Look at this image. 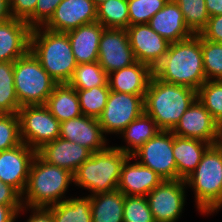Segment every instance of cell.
Returning a JSON list of instances; mask_svg holds the SVG:
<instances>
[{
	"label": "cell",
	"instance_id": "cell-1",
	"mask_svg": "<svg viewBox=\"0 0 222 222\" xmlns=\"http://www.w3.org/2000/svg\"><path fill=\"white\" fill-rule=\"evenodd\" d=\"M153 75L166 83L198 90L207 80L202 57V37L170 43L164 58L153 69Z\"/></svg>",
	"mask_w": 222,
	"mask_h": 222
},
{
	"label": "cell",
	"instance_id": "cell-2",
	"mask_svg": "<svg viewBox=\"0 0 222 222\" xmlns=\"http://www.w3.org/2000/svg\"><path fill=\"white\" fill-rule=\"evenodd\" d=\"M196 98V90L166 83L152 75L144 96V112L160 130L172 131Z\"/></svg>",
	"mask_w": 222,
	"mask_h": 222
},
{
	"label": "cell",
	"instance_id": "cell-3",
	"mask_svg": "<svg viewBox=\"0 0 222 222\" xmlns=\"http://www.w3.org/2000/svg\"><path fill=\"white\" fill-rule=\"evenodd\" d=\"M29 50L58 84L68 83L78 65L64 32H54L43 26L32 28Z\"/></svg>",
	"mask_w": 222,
	"mask_h": 222
},
{
	"label": "cell",
	"instance_id": "cell-4",
	"mask_svg": "<svg viewBox=\"0 0 222 222\" xmlns=\"http://www.w3.org/2000/svg\"><path fill=\"white\" fill-rule=\"evenodd\" d=\"M71 182H74L72 172L49 164L36 154L22 193L23 206L47 208L60 203Z\"/></svg>",
	"mask_w": 222,
	"mask_h": 222
},
{
	"label": "cell",
	"instance_id": "cell-5",
	"mask_svg": "<svg viewBox=\"0 0 222 222\" xmlns=\"http://www.w3.org/2000/svg\"><path fill=\"white\" fill-rule=\"evenodd\" d=\"M128 157L116 146L94 152L77 168L73 183L90 190V196L113 191L117 189L122 165Z\"/></svg>",
	"mask_w": 222,
	"mask_h": 222
},
{
	"label": "cell",
	"instance_id": "cell-6",
	"mask_svg": "<svg viewBox=\"0 0 222 222\" xmlns=\"http://www.w3.org/2000/svg\"><path fill=\"white\" fill-rule=\"evenodd\" d=\"M194 190L196 208L207 215L222 207V152L211 145L197 168L185 179Z\"/></svg>",
	"mask_w": 222,
	"mask_h": 222
},
{
	"label": "cell",
	"instance_id": "cell-7",
	"mask_svg": "<svg viewBox=\"0 0 222 222\" xmlns=\"http://www.w3.org/2000/svg\"><path fill=\"white\" fill-rule=\"evenodd\" d=\"M14 87L20 106L45 105L58 84L29 50L14 61Z\"/></svg>",
	"mask_w": 222,
	"mask_h": 222
},
{
	"label": "cell",
	"instance_id": "cell-8",
	"mask_svg": "<svg viewBox=\"0 0 222 222\" xmlns=\"http://www.w3.org/2000/svg\"><path fill=\"white\" fill-rule=\"evenodd\" d=\"M20 138L30 148L39 150L60 137V122L45 105H26L18 112Z\"/></svg>",
	"mask_w": 222,
	"mask_h": 222
},
{
	"label": "cell",
	"instance_id": "cell-9",
	"mask_svg": "<svg viewBox=\"0 0 222 222\" xmlns=\"http://www.w3.org/2000/svg\"><path fill=\"white\" fill-rule=\"evenodd\" d=\"M138 163L152 169L163 180L177 179V165L173 156V132L160 130L132 155ZM139 157V158H137ZM139 159H141L139 161Z\"/></svg>",
	"mask_w": 222,
	"mask_h": 222
},
{
	"label": "cell",
	"instance_id": "cell-10",
	"mask_svg": "<svg viewBox=\"0 0 222 222\" xmlns=\"http://www.w3.org/2000/svg\"><path fill=\"white\" fill-rule=\"evenodd\" d=\"M144 96L110 90L106 106L98 118L103 132L120 134L144 112Z\"/></svg>",
	"mask_w": 222,
	"mask_h": 222
},
{
	"label": "cell",
	"instance_id": "cell-11",
	"mask_svg": "<svg viewBox=\"0 0 222 222\" xmlns=\"http://www.w3.org/2000/svg\"><path fill=\"white\" fill-rule=\"evenodd\" d=\"M183 179L164 180L147 194L149 208L155 222H176L182 214L186 199Z\"/></svg>",
	"mask_w": 222,
	"mask_h": 222
},
{
	"label": "cell",
	"instance_id": "cell-12",
	"mask_svg": "<svg viewBox=\"0 0 222 222\" xmlns=\"http://www.w3.org/2000/svg\"><path fill=\"white\" fill-rule=\"evenodd\" d=\"M136 59L126 29L105 28L99 41L98 63L107 74L130 66Z\"/></svg>",
	"mask_w": 222,
	"mask_h": 222
},
{
	"label": "cell",
	"instance_id": "cell-13",
	"mask_svg": "<svg viewBox=\"0 0 222 222\" xmlns=\"http://www.w3.org/2000/svg\"><path fill=\"white\" fill-rule=\"evenodd\" d=\"M126 30L136 61L154 69L164 58L170 43L156 33L148 23L134 24Z\"/></svg>",
	"mask_w": 222,
	"mask_h": 222
},
{
	"label": "cell",
	"instance_id": "cell-14",
	"mask_svg": "<svg viewBox=\"0 0 222 222\" xmlns=\"http://www.w3.org/2000/svg\"><path fill=\"white\" fill-rule=\"evenodd\" d=\"M218 129V123L196 98L172 132L176 136L199 139L214 145Z\"/></svg>",
	"mask_w": 222,
	"mask_h": 222
},
{
	"label": "cell",
	"instance_id": "cell-15",
	"mask_svg": "<svg viewBox=\"0 0 222 222\" xmlns=\"http://www.w3.org/2000/svg\"><path fill=\"white\" fill-rule=\"evenodd\" d=\"M37 151L25 143L0 151V180L17 189L21 194L24 192L31 163Z\"/></svg>",
	"mask_w": 222,
	"mask_h": 222
},
{
	"label": "cell",
	"instance_id": "cell-16",
	"mask_svg": "<svg viewBox=\"0 0 222 222\" xmlns=\"http://www.w3.org/2000/svg\"><path fill=\"white\" fill-rule=\"evenodd\" d=\"M95 21L97 10L93 0H62L54 15L43 27L54 32L66 33Z\"/></svg>",
	"mask_w": 222,
	"mask_h": 222
},
{
	"label": "cell",
	"instance_id": "cell-17",
	"mask_svg": "<svg viewBox=\"0 0 222 222\" xmlns=\"http://www.w3.org/2000/svg\"><path fill=\"white\" fill-rule=\"evenodd\" d=\"M98 119L81 115L60 123V137L88 148L92 153L107 148Z\"/></svg>",
	"mask_w": 222,
	"mask_h": 222
},
{
	"label": "cell",
	"instance_id": "cell-18",
	"mask_svg": "<svg viewBox=\"0 0 222 222\" xmlns=\"http://www.w3.org/2000/svg\"><path fill=\"white\" fill-rule=\"evenodd\" d=\"M37 154L47 163L64 168L73 174L92 152L75 142L61 137L44 144Z\"/></svg>",
	"mask_w": 222,
	"mask_h": 222
},
{
	"label": "cell",
	"instance_id": "cell-19",
	"mask_svg": "<svg viewBox=\"0 0 222 222\" xmlns=\"http://www.w3.org/2000/svg\"><path fill=\"white\" fill-rule=\"evenodd\" d=\"M31 29L17 18L0 24V62H14L29 51Z\"/></svg>",
	"mask_w": 222,
	"mask_h": 222
},
{
	"label": "cell",
	"instance_id": "cell-20",
	"mask_svg": "<svg viewBox=\"0 0 222 222\" xmlns=\"http://www.w3.org/2000/svg\"><path fill=\"white\" fill-rule=\"evenodd\" d=\"M129 156L122 165L117 189L127 196H147L164 180L152 169L138 162L131 164Z\"/></svg>",
	"mask_w": 222,
	"mask_h": 222
},
{
	"label": "cell",
	"instance_id": "cell-21",
	"mask_svg": "<svg viewBox=\"0 0 222 222\" xmlns=\"http://www.w3.org/2000/svg\"><path fill=\"white\" fill-rule=\"evenodd\" d=\"M148 24L169 43L182 41L194 35L186 26L181 9L174 0H168Z\"/></svg>",
	"mask_w": 222,
	"mask_h": 222
},
{
	"label": "cell",
	"instance_id": "cell-22",
	"mask_svg": "<svg viewBox=\"0 0 222 222\" xmlns=\"http://www.w3.org/2000/svg\"><path fill=\"white\" fill-rule=\"evenodd\" d=\"M152 75L153 69L149 65L136 61L108 74V84L111 91L145 95Z\"/></svg>",
	"mask_w": 222,
	"mask_h": 222
},
{
	"label": "cell",
	"instance_id": "cell-23",
	"mask_svg": "<svg viewBox=\"0 0 222 222\" xmlns=\"http://www.w3.org/2000/svg\"><path fill=\"white\" fill-rule=\"evenodd\" d=\"M104 29L95 21L66 32L78 64L98 61L99 41Z\"/></svg>",
	"mask_w": 222,
	"mask_h": 222
},
{
	"label": "cell",
	"instance_id": "cell-24",
	"mask_svg": "<svg viewBox=\"0 0 222 222\" xmlns=\"http://www.w3.org/2000/svg\"><path fill=\"white\" fill-rule=\"evenodd\" d=\"M211 145L199 139L173 134V156L177 165V179L185 180L197 168Z\"/></svg>",
	"mask_w": 222,
	"mask_h": 222
},
{
	"label": "cell",
	"instance_id": "cell-25",
	"mask_svg": "<svg viewBox=\"0 0 222 222\" xmlns=\"http://www.w3.org/2000/svg\"><path fill=\"white\" fill-rule=\"evenodd\" d=\"M45 106L60 123L83 115L76 89L67 83L57 84L54 87Z\"/></svg>",
	"mask_w": 222,
	"mask_h": 222
},
{
	"label": "cell",
	"instance_id": "cell-26",
	"mask_svg": "<svg viewBox=\"0 0 222 222\" xmlns=\"http://www.w3.org/2000/svg\"><path fill=\"white\" fill-rule=\"evenodd\" d=\"M124 201L118 189L90 196L92 222H123Z\"/></svg>",
	"mask_w": 222,
	"mask_h": 222
},
{
	"label": "cell",
	"instance_id": "cell-27",
	"mask_svg": "<svg viewBox=\"0 0 222 222\" xmlns=\"http://www.w3.org/2000/svg\"><path fill=\"white\" fill-rule=\"evenodd\" d=\"M159 131L155 120L143 112L120 133L128 146H117L116 148L131 156Z\"/></svg>",
	"mask_w": 222,
	"mask_h": 222
},
{
	"label": "cell",
	"instance_id": "cell-28",
	"mask_svg": "<svg viewBox=\"0 0 222 222\" xmlns=\"http://www.w3.org/2000/svg\"><path fill=\"white\" fill-rule=\"evenodd\" d=\"M54 222H92L90 195L80 198H66L47 207Z\"/></svg>",
	"mask_w": 222,
	"mask_h": 222
},
{
	"label": "cell",
	"instance_id": "cell-29",
	"mask_svg": "<svg viewBox=\"0 0 222 222\" xmlns=\"http://www.w3.org/2000/svg\"><path fill=\"white\" fill-rule=\"evenodd\" d=\"M67 84L76 90H86L98 86H109L108 74L99 65L98 61L78 64Z\"/></svg>",
	"mask_w": 222,
	"mask_h": 222
},
{
	"label": "cell",
	"instance_id": "cell-30",
	"mask_svg": "<svg viewBox=\"0 0 222 222\" xmlns=\"http://www.w3.org/2000/svg\"><path fill=\"white\" fill-rule=\"evenodd\" d=\"M97 22L104 28L127 29L129 13L127 0H108L96 7Z\"/></svg>",
	"mask_w": 222,
	"mask_h": 222
},
{
	"label": "cell",
	"instance_id": "cell-31",
	"mask_svg": "<svg viewBox=\"0 0 222 222\" xmlns=\"http://www.w3.org/2000/svg\"><path fill=\"white\" fill-rule=\"evenodd\" d=\"M14 62H0V114L17 113L21 107L14 87Z\"/></svg>",
	"mask_w": 222,
	"mask_h": 222
},
{
	"label": "cell",
	"instance_id": "cell-32",
	"mask_svg": "<svg viewBox=\"0 0 222 222\" xmlns=\"http://www.w3.org/2000/svg\"><path fill=\"white\" fill-rule=\"evenodd\" d=\"M83 115L98 119L108 100L109 86H98L86 90H76Z\"/></svg>",
	"mask_w": 222,
	"mask_h": 222
},
{
	"label": "cell",
	"instance_id": "cell-33",
	"mask_svg": "<svg viewBox=\"0 0 222 222\" xmlns=\"http://www.w3.org/2000/svg\"><path fill=\"white\" fill-rule=\"evenodd\" d=\"M181 9L188 29L194 34H199L209 20L205 0H174Z\"/></svg>",
	"mask_w": 222,
	"mask_h": 222
},
{
	"label": "cell",
	"instance_id": "cell-34",
	"mask_svg": "<svg viewBox=\"0 0 222 222\" xmlns=\"http://www.w3.org/2000/svg\"><path fill=\"white\" fill-rule=\"evenodd\" d=\"M197 99L222 124V80H207L198 90Z\"/></svg>",
	"mask_w": 222,
	"mask_h": 222
},
{
	"label": "cell",
	"instance_id": "cell-35",
	"mask_svg": "<svg viewBox=\"0 0 222 222\" xmlns=\"http://www.w3.org/2000/svg\"><path fill=\"white\" fill-rule=\"evenodd\" d=\"M202 57L206 80H222V43L202 38Z\"/></svg>",
	"mask_w": 222,
	"mask_h": 222
},
{
	"label": "cell",
	"instance_id": "cell-36",
	"mask_svg": "<svg viewBox=\"0 0 222 222\" xmlns=\"http://www.w3.org/2000/svg\"><path fill=\"white\" fill-rule=\"evenodd\" d=\"M129 26L149 23L150 19L160 11L168 0H127Z\"/></svg>",
	"mask_w": 222,
	"mask_h": 222
},
{
	"label": "cell",
	"instance_id": "cell-37",
	"mask_svg": "<svg viewBox=\"0 0 222 222\" xmlns=\"http://www.w3.org/2000/svg\"><path fill=\"white\" fill-rule=\"evenodd\" d=\"M22 143L17 113L0 114V151L12 149Z\"/></svg>",
	"mask_w": 222,
	"mask_h": 222
},
{
	"label": "cell",
	"instance_id": "cell-38",
	"mask_svg": "<svg viewBox=\"0 0 222 222\" xmlns=\"http://www.w3.org/2000/svg\"><path fill=\"white\" fill-rule=\"evenodd\" d=\"M123 222H155L146 196L125 195Z\"/></svg>",
	"mask_w": 222,
	"mask_h": 222
},
{
	"label": "cell",
	"instance_id": "cell-39",
	"mask_svg": "<svg viewBox=\"0 0 222 222\" xmlns=\"http://www.w3.org/2000/svg\"><path fill=\"white\" fill-rule=\"evenodd\" d=\"M62 0H38L35 12L26 20L31 28L44 26L54 15Z\"/></svg>",
	"mask_w": 222,
	"mask_h": 222
},
{
	"label": "cell",
	"instance_id": "cell-40",
	"mask_svg": "<svg viewBox=\"0 0 222 222\" xmlns=\"http://www.w3.org/2000/svg\"><path fill=\"white\" fill-rule=\"evenodd\" d=\"M0 205L10 206L16 213L17 217L20 211L26 210L22 203V194L7 183L0 180ZM25 208V209H24Z\"/></svg>",
	"mask_w": 222,
	"mask_h": 222
},
{
	"label": "cell",
	"instance_id": "cell-41",
	"mask_svg": "<svg viewBox=\"0 0 222 222\" xmlns=\"http://www.w3.org/2000/svg\"><path fill=\"white\" fill-rule=\"evenodd\" d=\"M199 35L205 40L222 43V15L209 17Z\"/></svg>",
	"mask_w": 222,
	"mask_h": 222
},
{
	"label": "cell",
	"instance_id": "cell-42",
	"mask_svg": "<svg viewBox=\"0 0 222 222\" xmlns=\"http://www.w3.org/2000/svg\"><path fill=\"white\" fill-rule=\"evenodd\" d=\"M38 0H9L13 18L26 21L34 12Z\"/></svg>",
	"mask_w": 222,
	"mask_h": 222
},
{
	"label": "cell",
	"instance_id": "cell-43",
	"mask_svg": "<svg viewBox=\"0 0 222 222\" xmlns=\"http://www.w3.org/2000/svg\"><path fill=\"white\" fill-rule=\"evenodd\" d=\"M32 214L26 222H54L52 213L48 208L33 207Z\"/></svg>",
	"mask_w": 222,
	"mask_h": 222
},
{
	"label": "cell",
	"instance_id": "cell-44",
	"mask_svg": "<svg viewBox=\"0 0 222 222\" xmlns=\"http://www.w3.org/2000/svg\"><path fill=\"white\" fill-rule=\"evenodd\" d=\"M205 6L210 17L222 15V0H205Z\"/></svg>",
	"mask_w": 222,
	"mask_h": 222
},
{
	"label": "cell",
	"instance_id": "cell-45",
	"mask_svg": "<svg viewBox=\"0 0 222 222\" xmlns=\"http://www.w3.org/2000/svg\"><path fill=\"white\" fill-rule=\"evenodd\" d=\"M17 213L10 206L0 205V222H15Z\"/></svg>",
	"mask_w": 222,
	"mask_h": 222
},
{
	"label": "cell",
	"instance_id": "cell-46",
	"mask_svg": "<svg viewBox=\"0 0 222 222\" xmlns=\"http://www.w3.org/2000/svg\"><path fill=\"white\" fill-rule=\"evenodd\" d=\"M12 17L9 0H0V24L10 20Z\"/></svg>",
	"mask_w": 222,
	"mask_h": 222
},
{
	"label": "cell",
	"instance_id": "cell-47",
	"mask_svg": "<svg viewBox=\"0 0 222 222\" xmlns=\"http://www.w3.org/2000/svg\"><path fill=\"white\" fill-rule=\"evenodd\" d=\"M215 146L222 152V124L219 125Z\"/></svg>",
	"mask_w": 222,
	"mask_h": 222
},
{
	"label": "cell",
	"instance_id": "cell-48",
	"mask_svg": "<svg viewBox=\"0 0 222 222\" xmlns=\"http://www.w3.org/2000/svg\"><path fill=\"white\" fill-rule=\"evenodd\" d=\"M93 1H94L95 5H96V7H97L99 4H101V3H103V2H106V1H108V0H93Z\"/></svg>",
	"mask_w": 222,
	"mask_h": 222
}]
</instances>
